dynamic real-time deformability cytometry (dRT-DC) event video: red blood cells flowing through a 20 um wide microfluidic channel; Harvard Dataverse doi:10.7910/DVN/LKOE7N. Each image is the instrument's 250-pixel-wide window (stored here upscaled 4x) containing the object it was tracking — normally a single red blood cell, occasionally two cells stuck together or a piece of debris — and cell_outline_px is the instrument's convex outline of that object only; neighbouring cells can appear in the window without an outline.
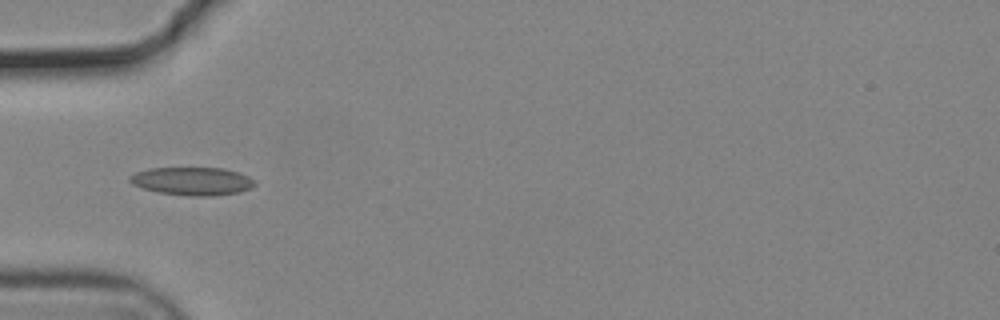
{"species": "common noctule bat (a hibernating species)", "species_latin": "Nyctalus noctula", "temperature_condition": "cold", "stored_images_in_passage": 5, "camera_frame_rate_fps": 3000, "um_per_image_px": 0.085, "animal": {"sex": "male", "body_mass_g": 19.2, "forearm_length_mm": 51.8}, "frame": {"image": 1, "passage_image": 1, "time_ms": 0.0, "image_size_px": [1000, 320], "cell_outline_px": [[256, 184], [252, 188], [240, 192], [212, 196], [188, 196], [160, 192], [140, 188], [132, 184], [128, 180], [128, 176], [136, 172], [148, 168], [224, 168], [240, 172], [256, 180]], "centroid_in_image_um": [16.36, 15.4], "position_along_channel_um": 68.6, "area_um2": 20.75}}
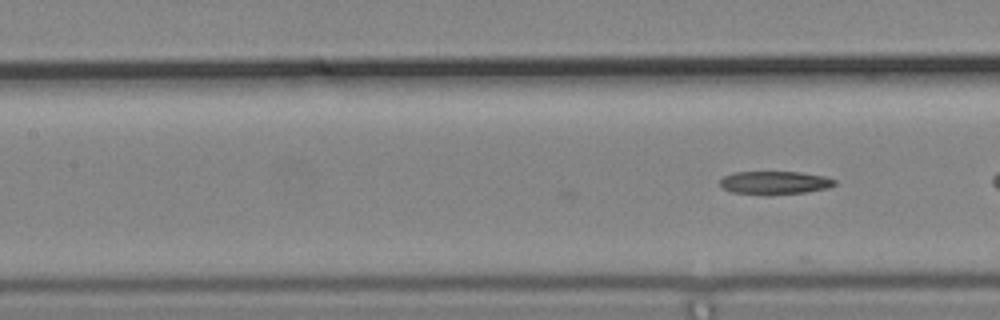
{"frame": {"image": 2, "passage_image": 5, "time_ms": 1.333, "image_size_px": [1000, 320], "cell_outline_px": [[836, 184], [828, 188], [804, 192], [768, 196], [764, 196], [732, 192], [724, 188], [720, 184], [720, 180], [724, 176], [732, 172], [800, 172], [824, 176], [836, 180]], "centroid_in_image_um": [65.84, 15.54], "position_along_channel_um": 141.6, "area_um2": 15.72}}